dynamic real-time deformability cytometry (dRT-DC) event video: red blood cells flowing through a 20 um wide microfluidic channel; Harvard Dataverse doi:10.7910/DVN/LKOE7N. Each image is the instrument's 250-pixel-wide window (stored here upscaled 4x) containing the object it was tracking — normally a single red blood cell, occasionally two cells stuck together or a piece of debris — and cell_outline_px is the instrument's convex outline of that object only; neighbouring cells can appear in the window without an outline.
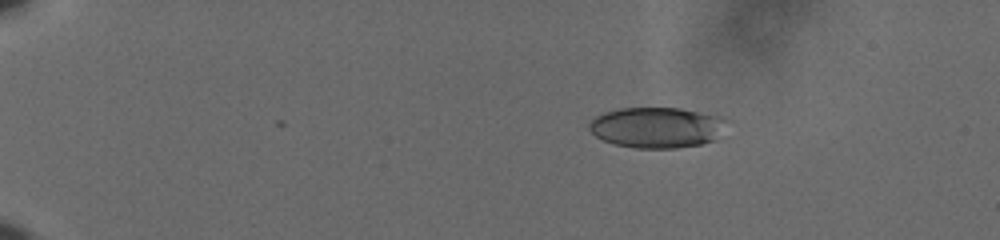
{"species": "human", "species_latin": "Homo sapiens", "temperature_condition": "cold", "stored_images_in_passage": 51, "camera_frame_rate_fps": 3000, "um_per_image_px": 0.085, "donor": {"sex": "male"}, "frame": {"image": 1, "passage_image": 3, "time_ms": 0.667, "image_size_px": [1000, 240], "cell_outline_px": [[732, 120], [712, 140], [700, 144], [676, 148], [636, 148], [616, 144], [604, 140], [596, 136], [588, 128], [588, 124], [596, 116], [604, 112], [620, 108], [680, 108], [724, 116]], "centroid_in_image_um": [55.87, 10.82], "position_along_channel_um": 29.1, "area_um2": 32.71}}
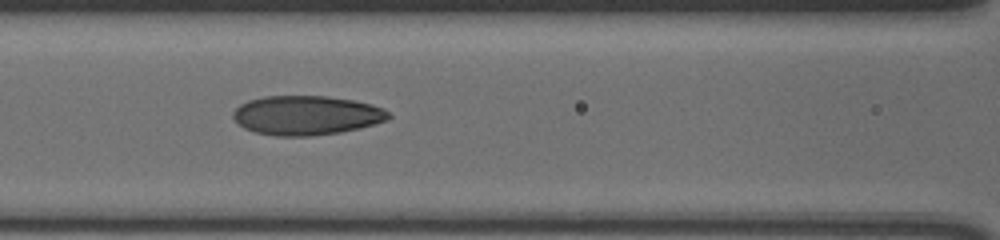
{"frame": {"image": 2, "passage_image": 21, "time_ms": 6.667, "image_size_px": [1000, 240], "cell_outline_px": [[392, 116], [388, 120], [360, 128], [340, 132], [312, 136], [276, 136], [256, 132], [244, 128], [232, 116], [232, 112], [240, 104], [248, 100], [264, 96], [328, 96], [352, 100], [372, 104], [388, 112]], "centroid_in_image_um": [26.04, 9.8], "position_along_channel_um": 140.6, "area_um2": 35.6}}
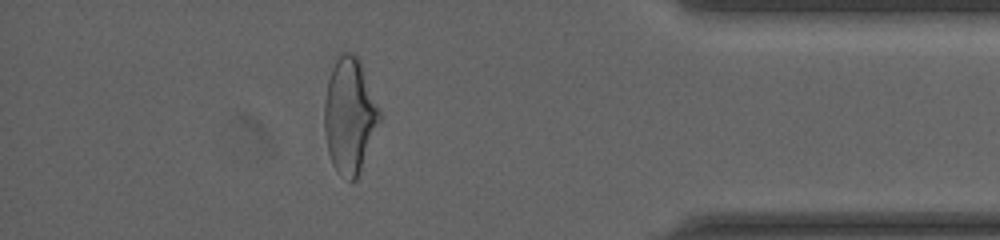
{"frame": {"image": 3, "passage_image": 45, "time_ms": 14.667, "image_size_px": [1000, 240], "cell_outline_px": [[380, 120], [356, 180], [348, 180], [336, 172], [332, 164], [328, 152], [324, 128], [324, 100], [328, 80], [332, 68], [340, 52], [352, 52], [360, 60], [380, 112]], "centroid_in_image_um": [29.69, 9.82], "position_along_channel_um": 405.5, "area_um2": 36.76}, "authors_computed_cell_mechanics": {"area_um2": 34.4488, "velocity_mm_per_s": 3.6457, "shape_relaxation_time_tau1_ms": 7.0677, "shape_relaxation_time_tau2_ms": 1.7587, "deformation_change_tau1": 0.1781, "deformation_change_tau2": 0.0867}}